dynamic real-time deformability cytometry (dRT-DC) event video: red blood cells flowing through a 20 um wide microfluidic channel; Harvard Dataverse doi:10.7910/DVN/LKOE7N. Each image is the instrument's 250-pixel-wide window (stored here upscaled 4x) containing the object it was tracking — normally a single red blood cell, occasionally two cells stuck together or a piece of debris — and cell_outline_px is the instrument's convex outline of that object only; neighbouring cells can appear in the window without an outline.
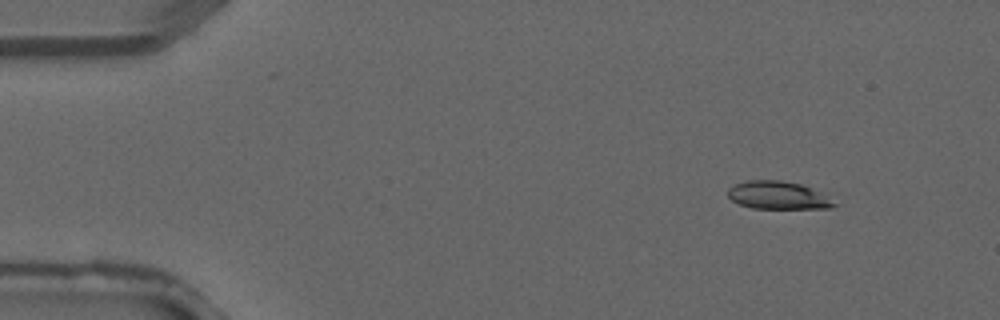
{"species": "common noctule bat (a hibernating species)", "species_latin": "Nyctalus noctula", "temperature_condition": "warm", "stored_images_in_passage": 3, "camera_frame_rate_fps": 3000, "um_per_image_px": 0.085, "animal": {"sex": "male", "forearm_length_mm": 52.5}, "frame": {"image": 1, "passage_image": 1, "time_ms": 0.0, "image_size_px": [1000, 320], "cell_outline_px": [[840, 204], [832, 208], [752, 208], [740, 204], [732, 200], [728, 196], [728, 188], [736, 184], [748, 180], [780, 180], [800, 184], [828, 192]], "centroid_in_image_um": [66.28, 16.6], "position_along_channel_um": 18.7, "area_um2": 17.74}}
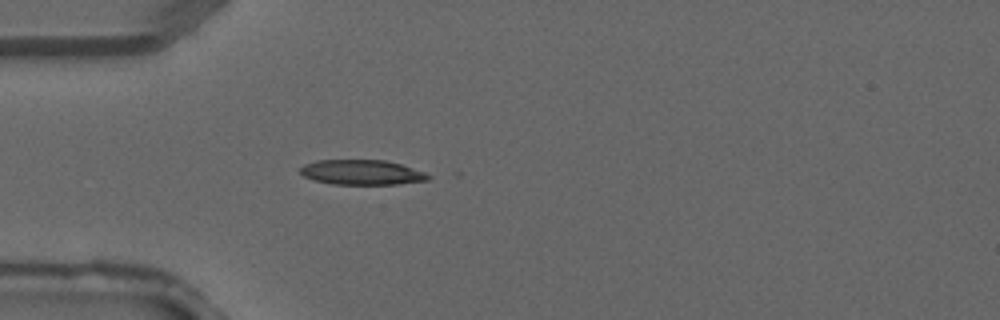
{"frame": {"image": 2, "passage_image": 3, "time_ms": 0.667, "image_size_px": [1000, 320], "cell_outline_px": [[432, 176], [428, 180], [400, 184], [332, 184], [312, 180], [304, 176], [300, 172], [300, 168], [304, 164], [316, 160], [384, 160], [400, 164], [424, 172]], "centroid_in_image_um": [30.73, 14.65], "position_along_channel_um": 54.3, "area_um2": 18.61}}